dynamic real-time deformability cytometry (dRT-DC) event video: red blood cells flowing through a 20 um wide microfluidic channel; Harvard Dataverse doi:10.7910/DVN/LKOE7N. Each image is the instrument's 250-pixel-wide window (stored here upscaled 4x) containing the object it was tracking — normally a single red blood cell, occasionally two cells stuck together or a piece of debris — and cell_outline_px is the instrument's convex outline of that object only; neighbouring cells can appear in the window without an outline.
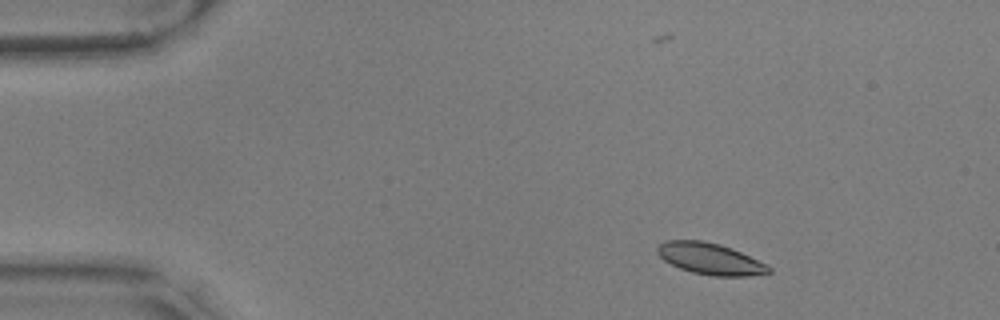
{"species": "common noctule bat (a hibernating species)", "species_latin": "Nyctalus noctula", "temperature_condition": "warm", "stored_images_in_passage": 55, "camera_frame_rate_fps": 3000, "um_per_image_px": 0.085, "animal": {"sex": "male", "body_mass_g": 17.9, "forearm_length_mm": 54.2}, "frame": {"image": 1, "passage_image": 6, "time_ms": 1.667, "image_size_px": [1000, 320], "cell_outline_px": [[772, 272], [748, 276], [712, 276], [692, 272], [680, 268], [664, 260], [656, 252], [656, 248], [664, 240], [700, 240], [720, 244], [732, 248], [768, 264], [772, 268]], "centroid_in_image_um": [60.38, 21.99], "position_along_channel_um": 24.6, "area_um2": 20.52}}
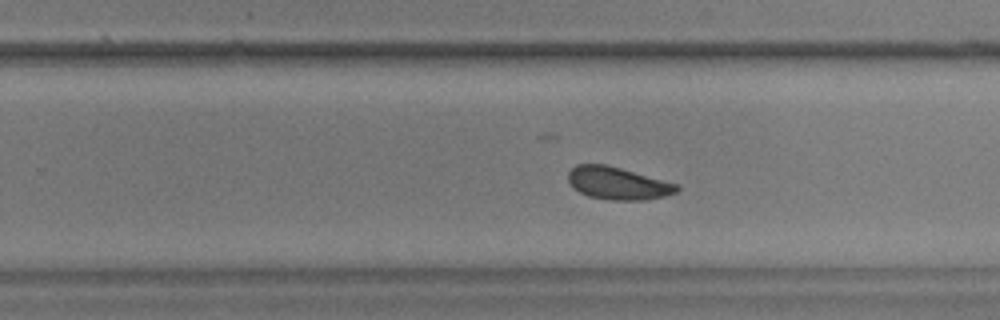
{"frame": {"image": 2, "passage_image": 34, "time_ms": 11.0, "image_size_px": [1000, 320], "cell_outline_px": [[680, 188], [676, 192], [664, 196], [644, 200], [612, 200], [588, 196], [580, 192], [568, 180], [568, 172], [576, 164], [604, 164], [620, 168], [680, 184]], "centroid_in_image_um": [52.54, 15.57], "position_along_channel_um": 277.3, "area_um2": 20.46}}
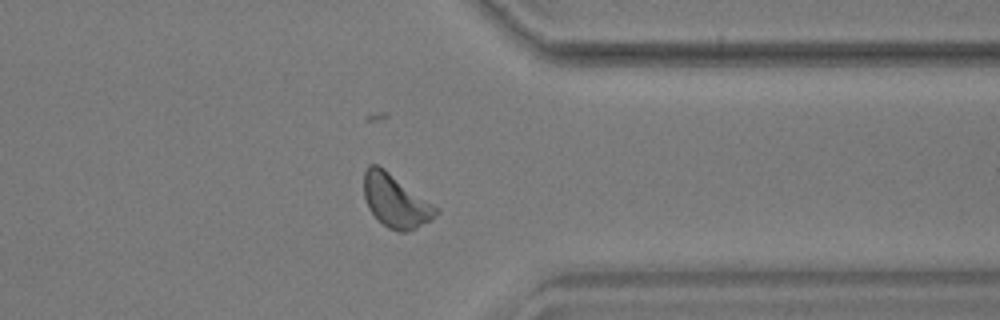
{"frame": {"image": 3, "passage_image": 43, "time_ms": 14.0, "image_size_px": [1000, 320], "cell_outline_px": [[440, 212], [416, 228], [408, 232], [396, 232], [388, 228], [368, 208], [364, 196], [364, 172], [368, 164], [376, 164], [384, 168], [440, 208]], "centroid_in_image_um": [33.63, 17.07], "position_along_channel_um": 377.8, "area_um2": 22.2}, "authors_computed_cell_mechanics": {"area_um2": 21.0392, "velocity_mm_per_s": 3.5134, "shape_relaxation_time_tau1_ms": 2.8362, "shape_relaxation_time_tau2_ms": null, "deformation_change_tau1": 0.1032, "deformation_change_tau2": null}}